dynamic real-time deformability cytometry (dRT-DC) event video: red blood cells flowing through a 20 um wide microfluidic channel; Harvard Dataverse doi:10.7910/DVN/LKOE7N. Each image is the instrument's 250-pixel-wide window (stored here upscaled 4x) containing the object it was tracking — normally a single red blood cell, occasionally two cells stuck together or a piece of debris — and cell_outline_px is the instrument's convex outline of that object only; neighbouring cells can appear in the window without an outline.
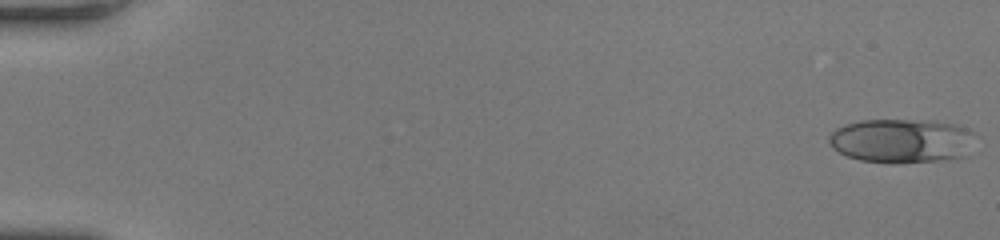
{"species": "human", "species_latin": "Homo sapiens", "temperature_condition": "room temperature", "stored_images_in_passage": 57, "camera_frame_rate_fps": 3000, "um_per_image_px": 0.085, "donor": {"sex": "female"}, "frame": {"image": 1, "passage_image": 1, "time_ms": 0.0, "image_size_px": [1000, 240], "cell_outline_px": [[976, 132], [964, 156], [940, 160], [892, 164], [860, 160], [848, 156], [832, 148], [828, 140], [828, 136], [836, 128], [844, 124], [860, 120], [908, 120], [952, 124]], "centroid_in_image_um": [76.56, 11.98], "position_along_channel_um": 8.4, "area_um2": 37.34}}
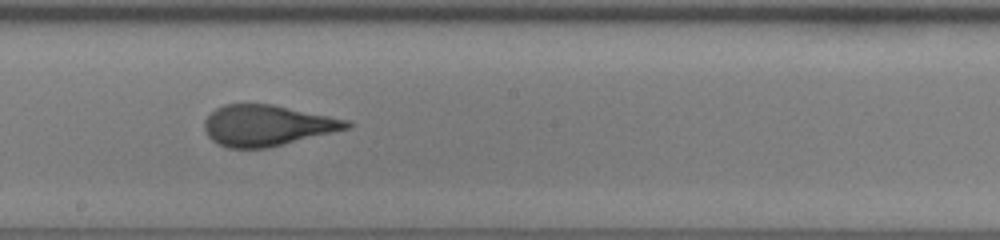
{"frame": {"image": 2, "passage_image": 33, "time_ms": 10.667, "image_size_px": [1000, 240], "cell_outline_px": [[352, 128], [284, 144], [264, 148], [228, 148], [212, 140], [208, 136], [204, 128], [204, 120], [216, 108], [224, 104], [272, 104], [348, 120], [352, 124]], "centroid_in_image_um": [22.71, 10.66], "position_along_channel_um": 225.5, "area_um2": 33.76}}
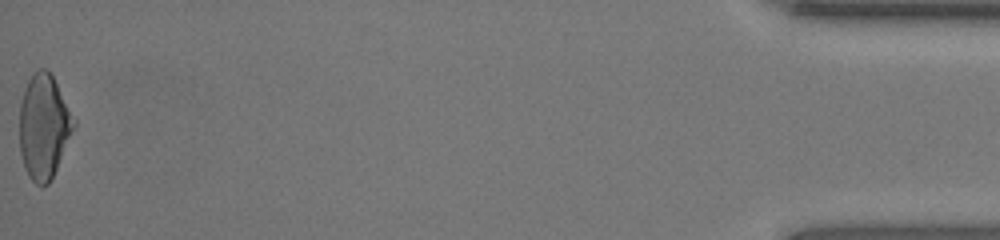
{"frame": {"image": 3, "passage_image": 57, "time_ms": 18.667, "image_size_px": [1000, 240], "cell_outline_px": [[76, 124], [52, 180], [48, 184], [36, 184], [28, 176], [24, 168], [20, 152], [20, 100], [24, 88], [32, 72], [40, 68], [44, 68], [52, 76], [76, 120]], "centroid_in_image_um": [3.72, 10.77], "position_along_channel_um": 431.5, "area_um2": 33.06}, "authors_computed_cell_mechanics": {"area_um2": 34.2754, "velocity_mm_per_s": 3.7483, "shape_relaxation_time_tau1_ms": 11.1008, "shape_relaxation_time_tau2_ms": 0.691, "deformation_change_tau1": 0.2896, "deformation_change_tau2": 0.0751}}